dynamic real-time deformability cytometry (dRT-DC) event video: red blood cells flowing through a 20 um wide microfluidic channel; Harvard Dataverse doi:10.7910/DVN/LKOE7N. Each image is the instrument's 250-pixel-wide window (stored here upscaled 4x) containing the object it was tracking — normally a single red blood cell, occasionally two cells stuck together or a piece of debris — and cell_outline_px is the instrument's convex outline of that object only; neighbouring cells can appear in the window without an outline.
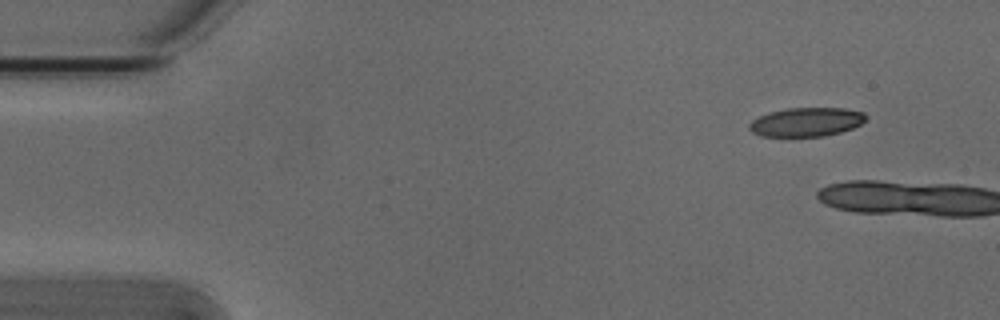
{"species": "Egyptian fruit bat (a non-hibernating species)", "species_latin": "Rousettus aegyptiacus", "temperature_condition": "cold", "stored_images_in_passage": 2, "camera_frame_rate_fps": 3000, "um_per_image_px": 0.085, "animal": {"sex": "male"}, "frame": {"image": 1, "passage_image": 1, "time_ms": 0.0, "image_size_px": [1000, 320], "cell_outline_px": [[868, 116], [860, 124], [852, 128], [840, 132], [824, 136], [760, 136], [752, 132], [748, 128], [748, 124], [752, 120], [760, 116], [772, 112], [788, 108], [844, 108], [864, 112]], "centroid_in_image_um": [68.54, 10.37], "position_along_channel_um": 16.5, "area_um2": 19.54}}